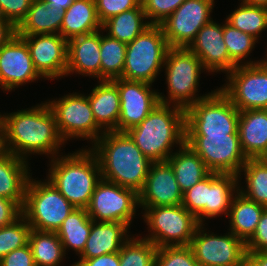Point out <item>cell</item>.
<instances>
[{
	"label": "cell",
	"instance_id": "cell-15",
	"mask_svg": "<svg viewBox=\"0 0 267 266\" xmlns=\"http://www.w3.org/2000/svg\"><path fill=\"white\" fill-rule=\"evenodd\" d=\"M214 0H185L159 25L171 48H188L198 31L212 20Z\"/></svg>",
	"mask_w": 267,
	"mask_h": 266
},
{
	"label": "cell",
	"instance_id": "cell-10",
	"mask_svg": "<svg viewBox=\"0 0 267 266\" xmlns=\"http://www.w3.org/2000/svg\"><path fill=\"white\" fill-rule=\"evenodd\" d=\"M226 76L227 83L219 89L240 112L267 109V61H247Z\"/></svg>",
	"mask_w": 267,
	"mask_h": 266
},
{
	"label": "cell",
	"instance_id": "cell-16",
	"mask_svg": "<svg viewBox=\"0 0 267 266\" xmlns=\"http://www.w3.org/2000/svg\"><path fill=\"white\" fill-rule=\"evenodd\" d=\"M120 96V116L118 132H126L140 124L160 103L159 92L152 90L151 85L142 81H129L122 78L112 80Z\"/></svg>",
	"mask_w": 267,
	"mask_h": 266
},
{
	"label": "cell",
	"instance_id": "cell-38",
	"mask_svg": "<svg viewBox=\"0 0 267 266\" xmlns=\"http://www.w3.org/2000/svg\"><path fill=\"white\" fill-rule=\"evenodd\" d=\"M224 23L223 37L228 49V54L237 65H242L244 63L243 60L250 55L258 41L255 37L246 34L245 32H241L226 21Z\"/></svg>",
	"mask_w": 267,
	"mask_h": 266
},
{
	"label": "cell",
	"instance_id": "cell-3",
	"mask_svg": "<svg viewBox=\"0 0 267 266\" xmlns=\"http://www.w3.org/2000/svg\"><path fill=\"white\" fill-rule=\"evenodd\" d=\"M171 107L159 103L140 124L126 131L152 162L167 161L174 144L185 143V110Z\"/></svg>",
	"mask_w": 267,
	"mask_h": 266
},
{
	"label": "cell",
	"instance_id": "cell-51",
	"mask_svg": "<svg viewBox=\"0 0 267 266\" xmlns=\"http://www.w3.org/2000/svg\"><path fill=\"white\" fill-rule=\"evenodd\" d=\"M48 4L64 11L74 0H45Z\"/></svg>",
	"mask_w": 267,
	"mask_h": 266
},
{
	"label": "cell",
	"instance_id": "cell-18",
	"mask_svg": "<svg viewBox=\"0 0 267 266\" xmlns=\"http://www.w3.org/2000/svg\"><path fill=\"white\" fill-rule=\"evenodd\" d=\"M28 45L32 62L43 79L66 76L68 41L60 34L19 35Z\"/></svg>",
	"mask_w": 267,
	"mask_h": 266
},
{
	"label": "cell",
	"instance_id": "cell-9",
	"mask_svg": "<svg viewBox=\"0 0 267 266\" xmlns=\"http://www.w3.org/2000/svg\"><path fill=\"white\" fill-rule=\"evenodd\" d=\"M145 223L151 233L143 238L157 248L189 246L197 227V218L183 205L142 207Z\"/></svg>",
	"mask_w": 267,
	"mask_h": 266
},
{
	"label": "cell",
	"instance_id": "cell-41",
	"mask_svg": "<svg viewBox=\"0 0 267 266\" xmlns=\"http://www.w3.org/2000/svg\"><path fill=\"white\" fill-rule=\"evenodd\" d=\"M155 266H198L189 246L157 248Z\"/></svg>",
	"mask_w": 267,
	"mask_h": 266
},
{
	"label": "cell",
	"instance_id": "cell-2",
	"mask_svg": "<svg viewBox=\"0 0 267 266\" xmlns=\"http://www.w3.org/2000/svg\"><path fill=\"white\" fill-rule=\"evenodd\" d=\"M89 148L97 157L102 179L137 193L143 189L152 161L127 132H104Z\"/></svg>",
	"mask_w": 267,
	"mask_h": 266
},
{
	"label": "cell",
	"instance_id": "cell-26",
	"mask_svg": "<svg viewBox=\"0 0 267 266\" xmlns=\"http://www.w3.org/2000/svg\"><path fill=\"white\" fill-rule=\"evenodd\" d=\"M99 30H102V24L97 16L95 0H74L63 11L60 35L67 41Z\"/></svg>",
	"mask_w": 267,
	"mask_h": 266
},
{
	"label": "cell",
	"instance_id": "cell-29",
	"mask_svg": "<svg viewBox=\"0 0 267 266\" xmlns=\"http://www.w3.org/2000/svg\"><path fill=\"white\" fill-rule=\"evenodd\" d=\"M265 208V206L247 199L238 191L233 197L228 213L229 231L246 243L255 233Z\"/></svg>",
	"mask_w": 267,
	"mask_h": 266
},
{
	"label": "cell",
	"instance_id": "cell-28",
	"mask_svg": "<svg viewBox=\"0 0 267 266\" xmlns=\"http://www.w3.org/2000/svg\"><path fill=\"white\" fill-rule=\"evenodd\" d=\"M167 162L173 169L182 193L211 173L203 160L185 143L170 155Z\"/></svg>",
	"mask_w": 267,
	"mask_h": 266
},
{
	"label": "cell",
	"instance_id": "cell-14",
	"mask_svg": "<svg viewBox=\"0 0 267 266\" xmlns=\"http://www.w3.org/2000/svg\"><path fill=\"white\" fill-rule=\"evenodd\" d=\"M204 225L197 227L189 244L198 266H245L246 243L232 232L208 234Z\"/></svg>",
	"mask_w": 267,
	"mask_h": 266
},
{
	"label": "cell",
	"instance_id": "cell-23",
	"mask_svg": "<svg viewBox=\"0 0 267 266\" xmlns=\"http://www.w3.org/2000/svg\"><path fill=\"white\" fill-rule=\"evenodd\" d=\"M128 228L130 227L125 223L92 220L90 235L80 259L119 252L130 237L127 234Z\"/></svg>",
	"mask_w": 267,
	"mask_h": 266
},
{
	"label": "cell",
	"instance_id": "cell-21",
	"mask_svg": "<svg viewBox=\"0 0 267 266\" xmlns=\"http://www.w3.org/2000/svg\"><path fill=\"white\" fill-rule=\"evenodd\" d=\"M100 32L68 40L66 76L75 72L100 80Z\"/></svg>",
	"mask_w": 267,
	"mask_h": 266
},
{
	"label": "cell",
	"instance_id": "cell-5",
	"mask_svg": "<svg viewBox=\"0 0 267 266\" xmlns=\"http://www.w3.org/2000/svg\"><path fill=\"white\" fill-rule=\"evenodd\" d=\"M168 97L159 94L162 104L180 107L184 110L190 108L200 99L212 92L197 97L201 70L205 71L201 60L188 48H169L164 66Z\"/></svg>",
	"mask_w": 267,
	"mask_h": 266
},
{
	"label": "cell",
	"instance_id": "cell-4",
	"mask_svg": "<svg viewBox=\"0 0 267 266\" xmlns=\"http://www.w3.org/2000/svg\"><path fill=\"white\" fill-rule=\"evenodd\" d=\"M50 165L47 179L75 208L87 209L102 179L95 154L89 148L81 149L52 158Z\"/></svg>",
	"mask_w": 267,
	"mask_h": 266
},
{
	"label": "cell",
	"instance_id": "cell-7",
	"mask_svg": "<svg viewBox=\"0 0 267 266\" xmlns=\"http://www.w3.org/2000/svg\"><path fill=\"white\" fill-rule=\"evenodd\" d=\"M240 111L220 90L185 110V135L238 134Z\"/></svg>",
	"mask_w": 267,
	"mask_h": 266
},
{
	"label": "cell",
	"instance_id": "cell-12",
	"mask_svg": "<svg viewBox=\"0 0 267 266\" xmlns=\"http://www.w3.org/2000/svg\"><path fill=\"white\" fill-rule=\"evenodd\" d=\"M187 144L211 172L235 174L248 160L242 151L239 134L185 135Z\"/></svg>",
	"mask_w": 267,
	"mask_h": 266
},
{
	"label": "cell",
	"instance_id": "cell-47",
	"mask_svg": "<svg viewBox=\"0 0 267 266\" xmlns=\"http://www.w3.org/2000/svg\"><path fill=\"white\" fill-rule=\"evenodd\" d=\"M22 215V207L14 200L0 197V228L14 222Z\"/></svg>",
	"mask_w": 267,
	"mask_h": 266
},
{
	"label": "cell",
	"instance_id": "cell-13",
	"mask_svg": "<svg viewBox=\"0 0 267 266\" xmlns=\"http://www.w3.org/2000/svg\"><path fill=\"white\" fill-rule=\"evenodd\" d=\"M139 208L138 193L101 179L92 194L87 212L93 221L125 223L129 227Z\"/></svg>",
	"mask_w": 267,
	"mask_h": 266
},
{
	"label": "cell",
	"instance_id": "cell-36",
	"mask_svg": "<svg viewBox=\"0 0 267 266\" xmlns=\"http://www.w3.org/2000/svg\"><path fill=\"white\" fill-rule=\"evenodd\" d=\"M234 28L245 32L258 40L259 34L267 29V8L241 2L225 20Z\"/></svg>",
	"mask_w": 267,
	"mask_h": 266
},
{
	"label": "cell",
	"instance_id": "cell-42",
	"mask_svg": "<svg viewBox=\"0 0 267 266\" xmlns=\"http://www.w3.org/2000/svg\"><path fill=\"white\" fill-rule=\"evenodd\" d=\"M185 0H141L145 15L151 24L159 25Z\"/></svg>",
	"mask_w": 267,
	"mask_h": 266
},
{
	"label": "cell",
	"instance_id": "cell-31",
	"mask_svg": "<svg viewBox=\"0 0 267 266\" xmlns=\"http://www.w3.org/2000/svg\"><path fill=\"white\" fill-rule=\"evenodd\" d=\"M146 19L147 17L140 3L136 8L124 11L106 20L102 24V30L108 31L107 35L109 37L128 44L152 25Z\"/></svg>",
	"mask_w": 267,
	"mask_h": 266
},
{
	"label": "cell",
	"instance_id": "cell-48",
	"mask_svg": "<svg viewBox=\"0 0 267 266\" xmlns=\"http://www.w3.org/2000/svg\"><path fill=\"white\" fill-rule=\"evenodd\" d=\"M73 266H120L119 252L101 255L91 259H80Z\"/></svg>",
	"mask_w": 267,
	"mask_h": 266
},
{
	"label": "cell",
	"instance_id": "cell-6",
	"mask_svg": "<svg viewBox=\"0 0 267 266\" xmlns=\"http://www.w3.org/2000/svg\"><path fill=\"white\" fill-rule=\"evenodd\" d=\"M34 180V181H33ZM75 207L45 179V182L29 178L22 215L32 229L57 232L63 221Z\"/></svg>",
	"mask_w": 267,
	"mask_h": 266
},
{
	"label": "cell",
	"instance_id": "cell-34",
	"mask_svg": "<svg viewBox=\"0 0 267 266\" xmlns=\"http://www.w3.org/2000/svg\"><path fill=\"white\" fill-rule=\"evenodd\" d=\"M241 172L245 174L246 188L239 185V192L247 199L267 208V158H248Z\"/></svg>",
	"mask_w": 267,
	"mask_h": 266
},
{
	"label": "cell",
	"instance_id": "cell-37",
	"mask_svg": "<svg viewBox=\"0 0 267 266\" xmlns=\"http://www.w3.org/2000/svg\"><path fill=\"white\" fill-rule=\"evenodd\" d=\"M156 252L150 240L129 237L119 251L120 266H155Z\"/></svg>",
	"mask_w": 267,
	"mask_h": 266
},
{
	"label": "cell",
	"instance_id": "cell-53",
	"mask_svg": "<svg viewBox=\"0 0 267 266\" xmlns=\"http://www.w3.org/2000/svg\"><path fill=\"white\" fill-rule=\"evenodd\" d=\"M5 116L6 114H0V134L5 132Z\"/></svg>",
	"mask_w": 267,
	"mask_h": 266
},
{
	"label": "cell",
	"instance_id": "cell-44",
	"mask_svg": "<svg viewBox=\"0 0 267 266\" xmlns=\"http://www.w3.org/2000/svg\"><path fill=\"white\" fill-rule=\"evenodd\" d=\"M33 0H0V16L17 27L31 7Z\"/></svg>",
	"mask_w": 267,
	"mask_h": 266
},
{
	"label": "cell",
	"instance_id": "cell-49",
	"mask_svg": "<svg viewBox=\"0 0 267 266\" xmlns=\"http://www.w3.org/2000/svg\"><path fill=\"white\" fill-rule=\"evenodd\" d=\"M16 34V27L0 16V48Z\"/></svg>",
	"mask_w": 267,
	"mask_h": 266
},
{
	"label": "cell",
	"instance_id": "cell-50",
	"mask_svg": "<svg viewBox=\"0 0 267 266\" xmlns=\"http://www.w3.org/2000/svg\"><path fill=\"white\" fill-rule=\"evenodd\" d=\"M245 266H267V252H246Z\"/></svg>",
	"mask_w": 267,
	"mask_h": 266
},
{
	"label": "cell",
	"instance_id": "cell-1",
	"mask_svg": "<svg viewBox=\"0 0 267 266\" xmlns=\"http://www.w3.org/2000/svg\"><path fill=\"white\" fill-rule=\"evenodd\" d=\"M65 142L60 137L55 115L46 102L32 108L7 113L3 138L4 151L26 160L30 154L58 156Z\"/></svg>",
	"mask_w": 267,
	"mask_h": 266
},
{
	"label": "cell",
	"instance_id": "cell-39",
	"mask_svg": "<svg viewBox=\"0 0 267 266\" xmlns=\"http://www.w3.org/2000/svg\"><path fill=\"white\" fill-rule=\"evenodd\" d=\"M32 228L23 215L0 228V259L15 249L28 245Z\"/></svg>",
	"mask_w": 267,
	"mask_h": 266
},
{
	"label": "cell",
	"instance_id": "cell-8",
	"mask_svg": "<svg viewBox=\"0 0 267 266\" xmlns=\"http://www.w3.org/2000/svg\"><path fill=\"white\" fill-rule=\"evenodd\" d=\"M169 48L161 26L152 24L127 44L121 78L152 84L164 66Z\"/></svg>",
	"mask_w": 267,
	"mask_h": 266
},
{
	"label": "cell",
	"instance_id": "cell-33",
	"mask_svg": "<svg viewBox=\"0 0 267 266\" xmlns=\"http://www.w3.org/2000/svg\"><path fill=\"white\" fill-rule=\"evenodd\" d=\"M28 244L36 266H59L66 255L56 232L32 229Z\"/></svg>",
	"mask_w": 267,
	"mask_h": 266
},
{
	"label": "cell",
	"instance_id": "cell-20",
	"mask_svg": "<svg viewBox=\"0 0 267 266\" xmlns=\"http://www.w3.org/2000/svg\"><path fill=\"white\" fill-rule=\"evenodd\" d=\"M138 196L140 207L182 205L183 193L167 161L152 162Z\"/></svg>",
	"mask_w": 267,
	"mask_h": 266
},
{
	"label": "cell",
	"instance_id": "cell-52",
	"mask_svg": "<svg viewBox=\"0 0 267 266\" xmlns=\"http://www.w3.org/2000/svg\"><path fill=\"white\" fill-rule=\"evenodd\" d=\"M245 4L267 8V0H241Z\"/></svg>",
	"mask_w": 267,
	"mask_h": 266
},
{
	"label": "cell",
	"instance_id": "cell-30",
	"mask_svg": "<svg viewBox=\"0 0 267 266\" xmlns=\"http://www.w3.org/2000/svg\"><path fill=\"white\" fill-rule=\"evenodd\" d=\"M240 176L235 174H209V197L206 204V218L219 217L221 214L228 216L233 197L239 190ZM235 193V194H234Z\"/></svg>",
	"mask_w": 267,
	"mask_h": 266
},
{
	"label": "cell",
	"instance_id": "cell-11",
	"mask_svg": "<svg viewBox=\"0 0 267 266\" xmlns=\"http://www.w3.org/2000/svg\"><path fill=\"white\" fill-rule=\"evenodd\" d=\"M47 103L55 115L58 133L65 143L71 138H85L94 144L104 133L96 124L89 99L84 94L69 93Z\"/></svg>",
	"mask_w": 267,
	"mask_h": 266
},
{
	"label": "cell",
	"instance_id": "cell-35",
	"mask_svg": "<svg viewBox=\"0 0 267 266\" xmlns=\"http://www.w3.org/2000/svg\"><path fill=\"white\" fill-rule=\"evenodd\" d=\"M127 44L100 33V80L121 78Z\"/></svg>",
	"mask_w": 267,
	"mask_h": 266
},
{
	"label": "cell",
	"instance_id": "cell-40",
	"mask_svg": "<svg viewBox=\"0 0 267 266\" xmlns=\"http://www.w3.org/2000/svg\"><path fill=\"white\" fill-rule=\"evenodd\" d=\"M209 197V175L183 193L182 205L203 225Z\"/></svg>",
	"mask_w": 267,
	"mask_h": 266
},
{
	"label": "cell",
	"instance_id": "cell-25",
	"mask_svg": "<svg viewBox=\"0 0 267 266\" xmlns=\"http://www.w3.org/2000/svg\"><path fill=\"white\" fill-rule=\"evenodd\" d=\"M28 161L6 151L0 154V197L16 201L23 207L30 178Z\"/></svg>",
	"mask_w": 267,
	"mask_h": 266
},
{
	"label": "cell",
	"instance_id": "cell-45",
	"mask_svg": "<svg viewBox=\"0 0 267 266\" xmlns=\"http://www.w3.org/2000/svg\"><path fill=\"white\" fill-rule=\"evenodd\" d=\"M247 252H267V208L264 209L255 233L246 242Z\"/></svg>",
	"mask_w": 267,
	"mask_h": 266
},
{
	"label": "cell",
	"instance_id": "cell-24",
	"mask_svg": "<svg viewBox=\"0 0 267 266\" xmlns=\"http://www.w3.org/2000/svg\"><path fill=\"white\" fill-rule=\"evenodd\" d=\"M96 124L104 131H117L120 116V96L111 80H99L87 95Z\"/></svg>",
	"mask_w": 267,
	"mask_h": 266
},
{
	"label": "cell",
	"instance_id": "cell-46",
	"mask_svg": "<svg viewBox=\"0 0 267 266\" xmlns=\"http://www.w3.org/2000/svg\"><path fill=\"white\" fill-rule=\"evenodd\" d=\"M0 266H36L29 244L6 254L0 259Z\"/></svg>",
	"mask_w": 267,
	"mask_h": 266
},
{
	"label": "cell",
	"instance_id": "cell-43",
	"mask_svg": "<svg viewBox=\"0 0 267 266\" xmlns=\"http://www.w3.org/2000/svg\"><path fill=\"white\" fill-rule=\"evenodd\" d=\"M141 0H95L96 12L101 24L113 16L136 8Z\"/></svg>",
	"mask_w": 267,
	"mask_h": 266
},
{
	"label": "cell",
	"instance_id": "cell-17",
	"mask_svg": "<svg viewBox=\"0 0 267 266\" xmlns=\"http://www.w3.org/2000/svg\"><path fill=\"white\" fill-rule=\"evenodd\" d=\"M43 78L32 62L25 40L15 34L0 48V89L11 91L19 85Z\"/></svg>",
	"mask_w": 267,
	"mask_h": 266
},
{
	"label": "cell",
	"instance_id": "cell-27",
	"mask_svg": "<svg viewBox=\"0 0 267 266\" xmlns=\"http://www.w3.org/2000/svg\"><path fill=\"white\" fill-rule=\"evenodd\" d=\"M62 22L63 11L45 0H33L26 17L16 27V34H60Z\"/></svg>",
	"mask_w": 267,
	"mask_h": 266
},
{
	"label": "cell",
	"instance_id": "cell-19",
	"mask_svg": "<svg viewBox=\"0 0 267 266\" xmlns=\"http://www.w3.org/2000/svg\"><path fill=\"white\" fill-rule=\"evenodd\" d=\"M188 49L201 60L206 72L229 73L237 66L228 54L223 25L213 19L198 31Z\"/></svg>",
	"mask_w": 267,
	"mask_h": 266
},
{
	"label": "cell",
	"instance_id": "cell-32",
	"mask_svg": "<svg viewBox=\"0 0 267 266\" xmlns=\"http://www.w3.org/2000/svg\"><path fill=\"white\" fill-rule=\"evenodd\" d=\"M92 219L89 217L87 209L75 208L63 221L57 230V235L64 247L73 249L76 254H81L91 231Z\"/></svg>",
	"mask_w": 267,
	"mask_h": 266
},
{
	"label": "cell",
	"instance_id": "cell-54",
	"mask_svg": "<svg viewBox=\"0 0 267 266\" xmlns=\"http://www.w3.org/2000/svg\"><path fill=\"white\" fill-rule=\"evenodd\" d=\"M3 138H4V134H0V154L2 152H4V148H3Z\"/></svg>",
	"mask_w": 267,
	"mask_h": 266
},
{
	"label": "cell",
	"instance_id": "cell-22",
	"mask_svg": "<svg viewBox=\"0 0 267 266\" xmlns=\"http://www.w3.org/2000/svg\"><path fill=\"white\" fill-rule=\"evenodd\" d=\"M238 134L242 151L247 158H266L267 109L241 111Z\"/></svg>",
	"mask_w": 267,
	"mask_h": 266
}]
</instances>
